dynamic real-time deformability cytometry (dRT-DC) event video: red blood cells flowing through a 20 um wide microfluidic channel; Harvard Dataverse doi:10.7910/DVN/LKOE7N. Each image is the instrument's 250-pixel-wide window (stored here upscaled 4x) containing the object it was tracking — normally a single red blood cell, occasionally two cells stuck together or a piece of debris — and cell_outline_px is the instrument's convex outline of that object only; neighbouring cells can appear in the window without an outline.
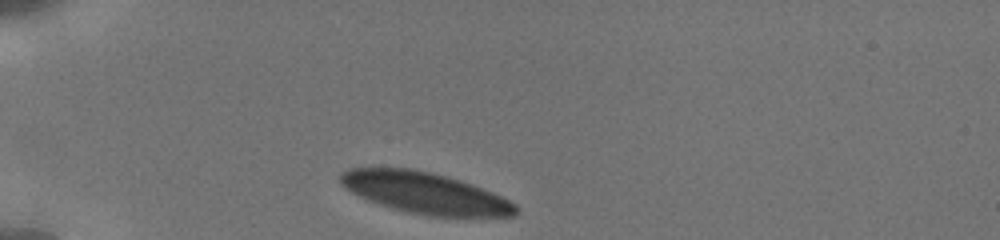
{"species": "human", "species_latin": "Homo sapiens", "temperature_condition": "cold", "stored_images_in_passage": 4, "camera_frame_rate_fps": 3000, "um_per_image_px": 0.085, "donor": {"sex": "male"}, "frame": {"image": 1, "passage_image": 1, "time_ms": 0.0, "image_size_px": [1000, 240], "cell_outline_px": [[520, 212], [512, 216], [428, 216], [408, 212], [392, 208], [368, 200], [344, 188], [340, 184], [340, 172], [348, 168], [412, 168], [432, 172], [448, 176], [472, 184], [492, 192], [516, 204], [520, 208]], "centroid_in_image_um": [36.12, 16.39], "position_along_channel_um": 48.9, "area_um2": 42.19}}
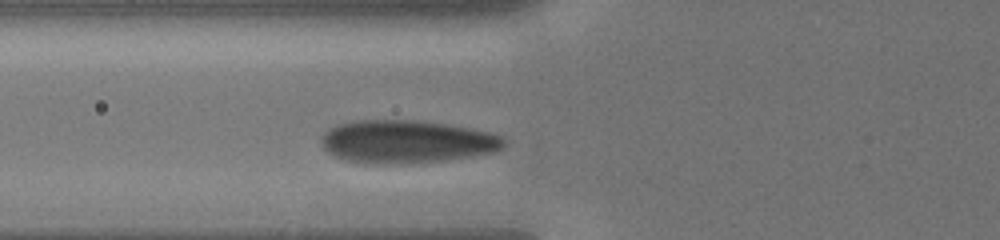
{"frame": {"image": 2, "passage_image": 4, "time_ms": 2.0, "image_size_px": [1000, 240], "cell_outline_px": [[504, 144], [500, 148], [492, 152], [472, 156], [440, 160], [400, 164], [372, 164], [348, 160], [336, 156], [328, 152], [324, 148], [320, 140], [320, 136], [328, 128], [336, 124], [360, 120], [408, 120], [448, 124], [472, 128], [488, 132], [500, 136], [504, 140]], "centroid_in_image_um": [34.5, 12.03], "position_along_channel_um": 91.3, "area_um2": 45.43}}